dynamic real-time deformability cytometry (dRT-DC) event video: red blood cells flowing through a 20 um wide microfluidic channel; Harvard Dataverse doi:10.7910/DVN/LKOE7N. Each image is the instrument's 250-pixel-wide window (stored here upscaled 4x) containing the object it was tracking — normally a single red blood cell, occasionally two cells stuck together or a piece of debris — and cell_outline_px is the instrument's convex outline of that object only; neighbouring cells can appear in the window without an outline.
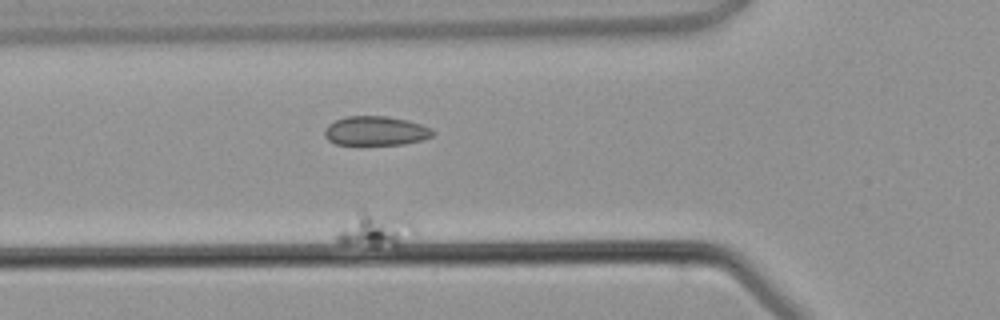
{"species": "common noctule bat (a hibernating species)", "species_latin": "Nyctalus noctula", "temperature_condition": "warm", "stored_images_in_passage": 20, "camera_frame_rate_fps": 3000, "um_per_image_px": 0.085, "animal": {"sex": "male", "body_mass_g": 21.5, "forearm_length_mm": 52.0}, "frame": {"image": 1, "passage_image": 4, "time_ms": 4.0, "image_size_px": [1000, 320], "cell_outline_px": [[416, 232], [396, 248], [368, 248], [340, 244], [336, 240], [336, 232], [364, 212], [404, 216], [412, 220], [416, 228]], "centroid_in_image_um": [32.0, 19.65], "position_along_channel_um": 93.8, "area_um2": 15.78}}
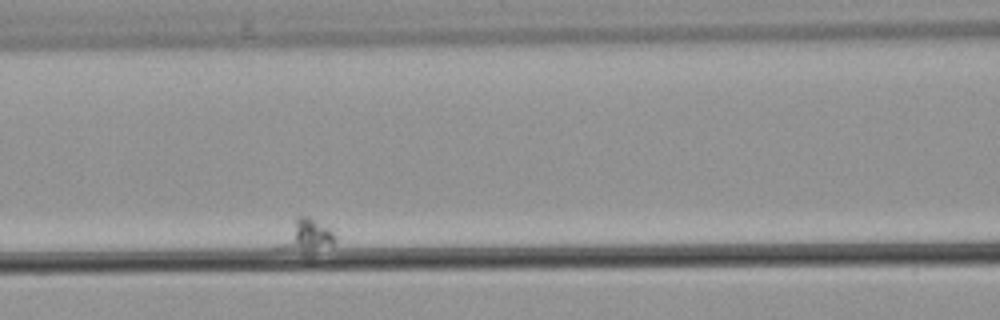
{"frame": {"image": 2, "passage_image": 6, "time_ms": 6.667, "image_size_px": [1000, 320], "cell_outline_px": [[336, 244], [304, 252], [272, 248], [296, 216], [308, 216], [332, 228], [336, 236]], "centroid_in_image_um": [26.01, 20.03], "position_along_channel_um": 140.6, "area_um2": 10.98}}